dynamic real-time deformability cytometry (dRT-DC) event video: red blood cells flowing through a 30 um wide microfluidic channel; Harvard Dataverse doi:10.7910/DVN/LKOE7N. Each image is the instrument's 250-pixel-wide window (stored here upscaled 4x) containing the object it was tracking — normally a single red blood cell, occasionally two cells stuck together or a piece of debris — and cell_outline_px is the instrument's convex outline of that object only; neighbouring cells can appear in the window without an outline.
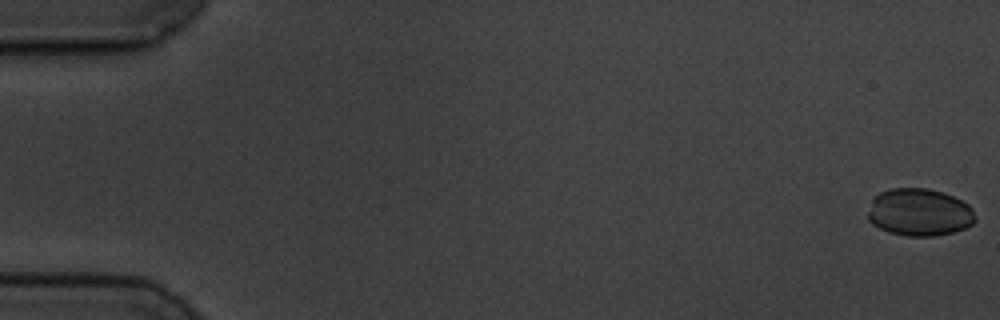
{"species": "common noctule bat (a hibernating species)", "species_latin": "Nyctalus noctula", "temperature_condition": "cold", "stored_images_in_passage": 57, "camera_frame_rate_fps": 3000, "um_per_image_px": 0.085, "animal": {"sex": "male", "body_mass_g": 19.5, "forearm_length_mm": 54.6}, "frame": {"image": 1, "passage_image": 1, "time_ms": 0.0, "image_size_px": [1000, 320], "cell_outline_px": [[976, 220], [972, 224], [964, 228], [952, 232], [932, 236], [908, 236], [888, 232], [872, 224], [868, 220], [868, 212], [872, 200], [880, 192], [888, 188], [928, 188], [944, 192], [968, 204], [972, 208]], "centroid_in_image_um": [78.13, 18.04], "position_along_channel_um": 6.9, "area_um2": 29.71}}
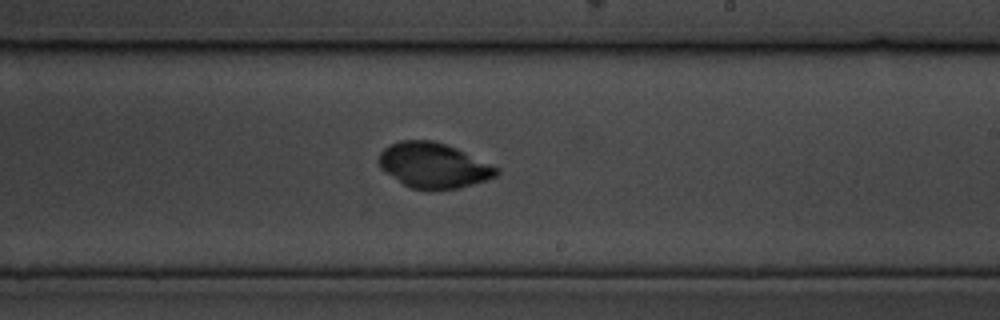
{"frame": {"image": 2, "passage_image": 35, "time_ms": 11.333, "image_size_px": [1000, 320], "cell_outline_px": [[500, 172], [496, 176], [484, 180], [456, 188], [412, 188], [404, 184], [384, 172], [380, 168], [376, 160], [380, 152], [384, 148], [400, 140], [432, 140], [456, 148], [500, 168]], "centroid_in_image_um": [36.81, 14.03], "position_along_channel_um": 252.2, "area_um2": 30.52}}
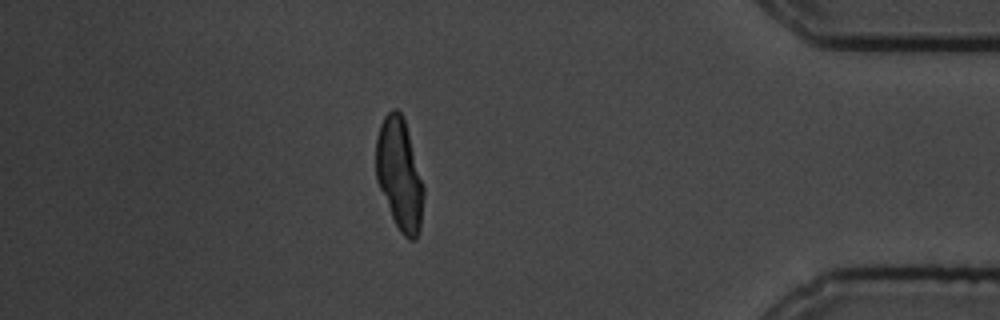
{"frame": {"image": 3, "passage_image": 51, "time_ms": 16.667, "image_size_px": [1000, 320], "cell_outline_px": [[424, 196], [420, 228], [416, 240], [408, 240], [400, 232], [392, 216], [376, 180], [376, 136], [380, 124], [384, 116], [392, 108], [396, 108], [404, 116], [424, 184]], "centroid_in_image_um": [33.97, 14.79], "position_along_channel_um": 401.2, "area_um2": 31.27}}